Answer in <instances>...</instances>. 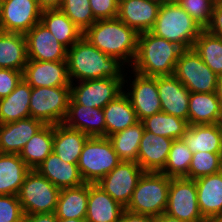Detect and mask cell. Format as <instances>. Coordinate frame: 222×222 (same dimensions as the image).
Instances as JSON below:
<instances>
[{"label": "cell", "mask_w": 222, "mask_h": 222, "mask_svg": "<svg viewBox=\"0 0 222 222\" xmlns=\"http://www.w3.org/2000/svg\"><path fill=\"white\" fill-rule=\"evenodd\" d=\"M105 137L125 130L139 122L129 97L123 92L104 108Z\"/></svg>", "instance_id": "obj_26"}, {"label": "cell", "mask_w": 222, "mask_h": 222, "mask_svg": "<svg viewBox=\"0 0 222 222\" xmlns=\"http://www.w3.org/2000/svg\"><path fill=\"white\" fill-rule=\"evenodd\" d=\"M222 171V153L197 152L192 156L188 178L196 180Z\"/></svg>", "instance_id": "obj_39"}, {"label": "cell", "mask_w": 222, "mask_h": 222, "mask_svg": "<svg viewBox=\"0 0 222 222\" xmlns=\"http://www.w3.org/2000/svg\"><path fill=\"white\" fill-rule=\"evenodd\" d=\"M54 125H45L23 147L20 158L30 169L39 166L52 152Z\"/></svg>", "instance_id": "obj_34"}, {"label": "cell", "mask_w": 222, "mask_h": 222, "mask_svg": "<svg viewBox=\"0 0 222 222\" xmlns=\"http://www.w3.org/2000/svg\"><path fill=\"white\" fill-rule=\"evenodd\" d=\"M60 189L31 169L18 193L24 214L55 213Z\"/></svg>", "instance_id": "obj_8"}, {"label": "cell", "mask_w": 222, "mask_h": 222, "mask_svg": "<svg viewBox=\"0 0 222 222\" xmlns=\"http://www.w3.org/2000/svg\"><path fill=\"white\" fill-rule=\"evenodd\" d=\"M88 205V183L60 190L55 215L58 219H85Z\"/></svg>", "instance_id": "obj_32"}, {"label": "cell", "mask_w": 222, "mask_h": 222, "mask_svg": "<svg viewBox=\"0 0 222 222\" xmlns=\"http://www.w3.org/2000/svg\"><path fill=\"white\" fill-rule=\"evenodd\" d=\"M138 36L135 29L128 27L118 17L97 20L83 33V37L101 52L118 58L129 68L137 53Z\"/></svg>", "instance_id": "obj_2"}, {"label": "cell", "mask_w": 222, "mask_h": 222, "mask_svg": "<svg viewBox=\"0 0 222 222\" xmlns=\"http://www.w3.org/2000/svg\"><path fill=\"white\" fill-rule=\"evenodd\" d=\"M184 49L150 31L139 33L137 53L131 71L144 76H172Z\"/></svg>", "instance_id": "obj_3"}, {"label": "cell", "mask_w": 222, "mask_h": 222, "mask_svg": "<svg viewBox=\"0 0 222 222\" xmlns=\"http://www.w3.org/2000/svg\"><path fill=\"white\" fill-rule=\"evenodd\" d=\"M203 30L204 28L173 0L161 4L150 32L178 44L183 49H190Z\"/></svg>", "instance_id": "obj_4"}, {"label": "cell", "mask_w": 222, "mask_h": 222, "mask_svg": "<svg viewBox=\"0 0 222 222\" xmlns=\"http://www.w3.org/2000/svg\"><path fill=\"white\" fill-rule=\"evenodd\" d=\"M198 206L202 216L222 214V171L195 180Z\"/></svg>", "instance_id": "obj_24"}, {"label": "cell", "mask_w": 222, "mask_h": 222, "mask_svg": "<svg viewBox=\"0 0 222 222\" xmlns=\"http://www.w3.org/2000/svg\"><path fill=\"white\" fill-rule=\"evenodd\" d=\"M63 0H37L39 8L43 10L60 9Z\"/></svg>", "instance_id": "obj_48"}, {"label": "cell", "mask_w": 222, "mask_h": 222, "mask_svg": "<svg viewBox=\"0 0 222 222\" xmlns=\"http://www.w3.org/2000/svg\"><path fill=\"white\" fill-rule=\"evenodd\" d=\"M205 30L222 38V0H218L214 5L210 23L205 27Z\"/></svg>", "instance_id": "obj_45"}, {"label": "cell", "mask_w": 222, "mask_h": 222, "mask_svg": "<svg viewBox=\"0 0 222 222\" xmlns=\"http://www.w3.org/2000/svg\"><path fill=\"white\" fill-rule=\"evenodd\" d=\"M45 124L32 117L0 124V153L19 154Z\"/></svg>", "instance_id": "obj_19"}, {"label": "cell", "mask_w": 222, "mask_h": 222, "mask_svg": "<svg viewBox=\"0 0 222 222\" xmlns=\"http://www.w3.org/2000/svg\"><path fill=\"white\" fill-rule=\"evenodd\" d=\"M120 162L108 137H89L77 165L84 182L96 184Z\"/></svg>", "instance_id": "obj_6"}, {"label": "cell", "mask_w": 222, "mask_h": 222, "mask_svg": "<svg viewBox=\"0 0 222 222\" xmlns=\"http://www.w3.org/2000/svg\"><path fill=\"white\" fill-rule=\"evenodd\" d=\"M222 103L216 93H190L189 125L218 124Z\"/></svg>", "instance_id": "obj_27"}, {"label": "cell", "mask_w": 222, "mask_h": 222, "mask_svg": "<svg viewBox=\"0 0 222 222\" xmlns=\"http://www.w3.org/2000/svg\"><path fill=\"white\" fill-rule=\"evenodd\" d=\"M204 29L218 0H175Z\"/></svg>", "instance_id": "obj_41"}, {"label": "cell", "mask_w": 222, "mask_h": 222, "mask_svg": "<svg viewBox=\"0 0 222 222\" xmlns=\"http://www.w3.org/2000/svg\"><path fill=\"white\" fill-rule=\"evenodd\" d=\"M170 178L161 172H144L139 178L127 211L158 217L165 212Z\"/></svg>", "instance_id": "obj_5"}, {"label": "cell", "mask_w": 222, "mask_h": 222, "mask_svg": "<svg viewBox=\"0 0 222 222\" xmlns=\"http://www.w3.org/2000/svg\"><path fill=\"white\" fill-rule=\"evenodd\" d=\"M125 210L99 185L88 183V205L85 222H118Z\"/></svg>", "instance_id": "obj_23"}, {"label": "cell", "mask_w": 222, "mask_h": 222, "mask_svg": "<svg viewBox=\"0 0 222 222\" xmlns=\"http://www.w3.org/2000/svg\"><path fill=\"white\" fill-rule=\"evenodd\" d=\"M24 35L28 59L35 61L67 60V48L41 22Z\"/></svg>", "instance_id": "obj_15"}, {"label": "cell", "mask_w": 222, "mask_h": 222, "mask_svg": "<svg viewBox=\"0 0 222 222\" xmlns=\"http://www.w3.org/2000/svg\"><path fill=\"white\" fill-rule=\"evenodd\" d=\"M22 222H58L55 213L24 214Z\"/></svg>", "instance_id": "obj_47"}, {"label": "cell", "mask_w": 222, "mask_h": 222, "mask_svg": "<svg viewBox=\"0 0 222 222\" xmlns=\"http://www.w3.org/2000/svg\"><path fill=\"white\" fill-rule=\"evenodd\" d=\"M193 153L182 139L173 140L167 162L161 171L169 178H188Z\"/></svg>", "instance_id": "obj_38"}, {"label": "cell", "mask_w": 222, "mask_h": 222, "mask_svg": "<svg viewBox=\"0 0 222 222\" xmlns=\"http://www.w3.org/2000/svg\"><path fill=\"white\" fill-rule=\"evenodd\" d=\"M173 139L144 130L137 164L144 172H161L167 162Z\"/></svg>", "instance_id": "obj_20"}, {"label": "cell", "mask_w": 222, "mask_h": 222, "mask_svg": "<svg viewBox=\"0 0 222 222\" xmlns=\"http://www.w3.org/2000/svg\"><path fill=\"white\" fill-rule=\"evenodd\" d=\"M35 170L57 188H73L83 185L78 165L60 159L52 152Z\"/></svg>", "instance_id": "obj_21"}, {"label": "cell", "mask_w": 222, "mask_h": 222, "mask_svg": "<svg viewBox=\"0 0 222 222\" xmlns=\"http://www.w3.org/2000/svg\"><path fill=\"white\" fill-rule=\"evenodd\" d=\"M118 222H155V217L132 213L125 209Z\"/></svg>", "instance_id": "obj_46"}, {"label": "cell", "mask_w": 222, "mask_h": 222, "mask_svg": "<svg viewBox=\"0 0 222 222\" xmlns=\"http://www.w3.org/2000/svg\"><path fill=\"white\" fill-rule=\"evenodd\" d=\"M24 212L17 195H0V222H22Z\"/></svg>", "instance_id": "obj_42"}, {"label": "cell", "mask_w": 222, "mask_h": 222, "mask_svg": "<svg viewBox=\"0 0 222 222\" xmlns=\"http://www.w3.org/2000/svg\"><path fill=\"white\" fill-rule=\"evenodd\" d=\"M60 10L84 33L97 20L89 0H63Z\"/></svg>", "instance_id": "obj_40"}, {"label": "cell", "mask_w": 222, "mask_h": 222, "mask_svg": "<svg viewBox=\"0 0 222 222\" xmlns=\"http://www.w3.org/2000/svg\"><path fill=\"white\" fill-rule=\"evenodd\" d=\"M141 122L144 125V130L173 140L182 139L189 127L187 120L164 112L149 116Z\"/></svg>", "instance_id": "obj_36"}, {"label": "cell", "mask_w": 222, "mask_h": 222, "mask_svg": "<svg viewBox=\"0 0 222 222\" xmlns=\"http://www.w3.org/2000/svg\"><path fill=\"white\" fill-rule=\"evenodd\" d=\"M190 93H216V75L193 48L184 49L173 74Z\"/></svg>", "instance_id": "obj_9"}, {"label": "cell", "mask_w": 222, "mask_h": 222, "mask_svg": "<svg viewBox=\"0 0 222 222\" xmlns=\"http://www.w3.org/2000/svg\"><path fill=\"white\" fill-rule=\"evenodd\" d=\"M156 84L161 101L162 112L189 119L190 92L174 76H157Z\"/></svg>", "instance_id": "obj_17"}, {"label": "cell", "mask_w": 222, "mask_h": 222, "mask_svg": "<svg viewBox=\"0 0 222 222\" xmlns=\"http://www.w3.org/2000/svg\"><path fill=\"white\" fill-rule=\"evenodd\" d=\"M22 78L31 87H71L67 61L27 60Z\"/></svg>", "instance_id": "obj_16"}, {"label": "cell", "mask_w": 222, "mask_h": 222, "mask_svg": "<svg viewBox=\"0 0 222 222\" xmlns=\"http://www.w3.org/2000/svg\"><path fill=\"white\" fill-rule=\"evenodd\" d=\"M89 138L83 132L63 123L54 125L53 152L63 161L78 164L84 143Z\"/></svg>", "instance_id": "obj_25"}, {"label": "cell", "mask_w": 222, "mask_h": 222, "mask_svg": "<svg viewBox=\"0 0 222 222\" xmlns=\"http://www.w3.org/2000/svg\"><path fill=\"white\" fill-rule=\"evenodd\" d=\"M89 3L96 20L118 17L119 0H89Z\"/></svg>", "instance_id": "obj_43"}, {"label": "cell", "mask_w": 222, "mask_h": 222, "mask_svg": "<svg viewBox=\"0 0 222 222\" xmlns=\"http://www.w3.org/2000/svg\"><path fill=\"white\" fill-rule=\"evenodd\" d=\"M71 98V87H32L30 117L45 125L63 123Z\"/></svg>", "instance_id": "obj_7"}, {"label": "cell", "mask_w": 222, "mask_h": 222, "mask_svg": "<svg viewBox=\"0 0 222 222\" xmlns=\"http://www.w3.org/2000/svg\"><path fill=\"white\" fill-rule=\"evenodd\" d=\"M30 170L19 154L0 153V195H18Z\"/></svg>", "instance_id": "obj_29"}, {"label": "cell", "mask_w": 222, "mask_h": 222, "mask_svg": "<svg viewBox=\"0 0 222 222\" xmlns=\"http://www.w3.org/2000/svg\"><path fill=\"white\" fill-rule=\"evenodd\" d=\"M144 132L141 121L118 133L108 136L114 151L121 161L137 162L140 141Z\"/></svg>", "instance_id": "obj_35"}, {"label": "cell", "mask_w": 222, "mask_h": 222, "mask_svg": "<svg viewBox=\"0 0 222 222\" xmlns=\"http://www.w3.org/2000/svg\"><path fill=\"white\" fill-rule=\"evenodd\" d=\"M31 91L32 87L22 78L9 96L0 99V124L30 117Z\"/></svg>", "instance_id": "obj_30"}, {"label": "cell", "mask_w": 222, "mask_h": 222, "mask_svg": "<svg viewBox=\"0 0 222 222\" xmlns=\"http://www.w3.org/2000/svg\"><path fill=\"white\" fill-rule=\"evenodd\" d=\"M63 124L89 137H105V115L100 108L69 104Z\"/></svg>", "instance_id": "obj_22"}, {"label": "cell", "mask_w": 222, "mask_h": 222, "mask_svg": "<svg viewBox=\"0 0 222 222\" xmlns=\"http://www.w3.org/2000/svg\"><path fill=\"white\" fill-rule=\"evenodd\" d=\"M123 92L124 79L103 78L72 82L69 104L103 109Z\"/></svg>", "instance_id": "obj_11"}, {"label": "cell", "mask_w": 222, "mask_h": 222, "mask_svg": "<svg viewBox=\"0 0 222 222\" xmlns=\"http://www.w3.org/2000/svg\"><path fill=\"white\" fill-rule=\"evenodd\" d=\"M218 125L221 131V135H222V116L220 117L219 121H218Z\"/></svg>", "instance_id": "obj_53"}, {"label": "cell", "mask_w": 222, "mask_h": 222, "mask_svg": "<svg viewBox=\"0 0 222 222\" xmlns=\"http://www.w3.org/2000/svg\"><path fill=\"white\" fill-rule=\"evenodd\" d=\"M58 222H85V219H74V218L58 219Z\"/></svg>", "instance_id": "obj_52"}, {"label": "cell", "mask_w": 222, "mask_h": 222, "mask_svg": "<svg viewBox=\"0 0 222 222\" xmlns=\"http://www.w3.org/2000/svg\"><path fill=\"white\" fill-rule=\"evenodd\" d=\"M192 48L216 75H222V38L204 29Z\"/></svg>", "instance_id": "obj_37"}, {"label": "cell", "mask_w": 222, "mask_h": 222, "mask_svg": "<svg viewBox=\"0 0 222 222\" xmlns=\"http://www.w3.org/2000/svg\"><path fill=\"white\" fill-rule=\"evenodd\" d=\"M124 77V87L127 83V88L124 90L125 94L129 97L132 107L135 110L136 116L139 121L162 112L161 101L158 94L157 84H156V77L151 76H144L139 74L135 71H132L134 74V80L131 81L129 78L130 85L128 84L127 73L129 70H126ZM125 78H127L125 80ZM126 82V83H125ZM129 85V87H128ZM132 89V90H131ZM127 92V93H126Z\"/></svg>", "instance_id": "obj_13"}, {"label": "cell", "mask_w": 222, "mask_h": 222, "mask_svg": "<svg viewBox=\"0 0 222 222\" xmlns=\"http://www.w3.org/2000/svg\"><path fill=\"white\" fill-rule=\"evenodd\" d=\"M154 1H157L161 4H163V3L170 2V1H173V0H154Z\"/></svg>", "instance_id": "obj_54"}, {"label": "cell", "mask_w": 222, "mask_h": 222, "mask_svg": "<svg viewBox=\"0 0 222 222\" xmlns=\"http://www.w3.org/2000/svg\"><path fill=\"white\" fill-rule=\"evenodd\" d=\"M66 61L71 83L103 78L124 79L125 77L123 62L116 57L104 54L83 36L67 49Z\"/></svg>", "instance_id": "obj_1"}, {"label": "cell", "mask_w": 222, "mask_h": 222, "mask_svg": "<svg viewBox=\"0 0 222 222\" xmlns=\"http://www.w3.org/2000/svg\"><path fill=\"white\" fill-rule=\"evenodd\" d=\"M161 3L154 0H119L118 18L138 33L150 31Z\"/></svg>", "instance_id": "obj_18"}, {"label": "cell", "mask_w": 222, "mask_h": 222, "mask_svg": "<svg viewBox=\"0 0 222 222\" xmlns=\"http://www.w3.org/2000/svg\"><path fill=\"white\" fill-rule=\"evenodd\" d=\"M40 22L67 49L83 36V32L60 9L43 10Z\"/></svg>", "instance_id": "obj_33"}, {"label": "cell", "mask_w": 222, "mask_h": 222, "mask_svg": "<svg viewBox=\"0 0 222 222\" xmlns=\"http://www.w3.org/2000/svg\"><path fill=\"white\" fill-rule=\"evenodd\" d=\"M182 140L193 154L222 153V135L218 124L189 125Z\"/></svg>", "instance_id": "obj_28"}, {"label": "cell", "mask_w": 222, "mask_h": 222, "mask_svg": "<svg viewBox=\"0 0 222 222\" xmlns=\"http://www.w3.org/2000/svg\"><path fill=\"white\" fill-rule=\"evenodd\" d=\"M165 213L187 222H205L198 206L195 180L170 178Z\"/></svg>", "instance_id": "obj_10"}, {"label": "cell", "mask_w": 222, "mask_h": 222, "mask_svg": "<svg viewBox=\"0 0 222 222\" xmlns=\"http://www.w3.org/2000/svg\"><path fill=\"white\" fill-rule=\"evenodd\" d=\"M27 60L25 35L0 32V67L23 72Z\"/></svg>", "instance_id": "obj_31"}, {"label": "cell", "mask_w": 222, "mask_h": 222, "mask_svg": "<svg viewBox=\"0 0 222 222\" xmlns=\"http://www.w3.org/2000/svg\"><path fill=\"white\" fill-rule=\"evenodd\" d=\"M22 79V71L9 68L0 70V99L9 96Z\"/></svg>", "instance_id": "obj_44"}, {"label": "cell", "mask_w": 222, "mask_h": 222, "mask_svg": "<svg viewBox=\"0 0 222 222\" xmlns=\"http://www.w3.org/2000/svg\"><path fill=\"white\" fill-rule=\"evenodd\" d=\"M0 32H2L1 15H0Z\"/></svg>", "instance_id": "obj_55"}, {"label": "cell", "mask_w": 222, "mask_h": 222, "mask_svg": "<svg viewBox=\"0 0 222 222\" xmlns=\"http://www.w3.org/2000/svg\"><path fill=\"white\" fill-rule=\"evenodd\" d=\"M155 222H187V221L177 219V218L172 217L164 212L155 218Z\"/></svg>", "instance_id": "obj_49"}, {"label": "cell", "mask_w": 222, "mask_h": 222, "mask_svg": "<svg viewBox=\"0 0 222 222\" xmlns=\"http://www.w3.org/2000/svg\"><path fill=\"white\" fill-rule=\"evenodd\" d=\"M216 94L218 99L221 101L222 103V75L218 76L217 79V90H216Z\"/></svg>", "instance_id": "obj_50"}, {"label": "cell", "mask_w": 222, "mask_h": 222, "mask_svg": "<svg viewBox=\"0 0 222 222\" xmlns=\"http://www.w3.org/2000/svg\"><path fill=\"white\" fill-rule=\"evenodd\" d=\"M37 0H0L2 32L25 34L40 22Z\"/></svg>", "instance_id": "obj_14"}, {"label": "cell", "mask_w": 222, "mask_h": 222, "mask_svg": "<svg viewBox=\"0 0 222 222\" xmlns=\"http://www.w3.org/2000/svg\"><path fill=\"white\" fill-rule=\"evenodd\" d=\"M205 222H222V214L208 217L205 219Z\"/></svg>", "instance_id": "obj_51"}, {"label": "cell", "mask_w": 222, "mask_h": 222, "mask_svg": "<svg viewBox=\"0 0 222 222\" xmlns=\"http://www.w3.org/2000/svg\"><path fill=\"white\" fill-rule=\"evenodd\" d=\"M143 173L137 162L121 161L96 184L126 208Z\"/></svg>", "instance_id": "obj_12"}]
</instances>
